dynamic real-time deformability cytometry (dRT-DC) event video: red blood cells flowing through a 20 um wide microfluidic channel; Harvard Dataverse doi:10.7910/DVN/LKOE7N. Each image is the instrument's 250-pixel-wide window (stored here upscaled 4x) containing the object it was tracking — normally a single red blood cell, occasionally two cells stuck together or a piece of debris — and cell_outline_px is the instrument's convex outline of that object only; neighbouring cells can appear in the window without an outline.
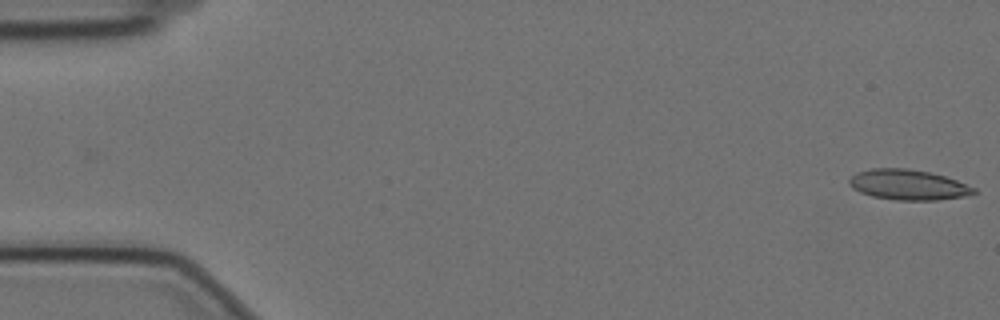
{"species": "Egyptian fruit bat (a non-hibernating species)", "species_latin": "Rousettus aegyptiacus", "temperature_condition": "cold", "stored_images_in_passage": 21, "camera_frame_rate_fps": 3000, "um_per_image_px": 0.085, "animal": {"sex": "female"}, "frame": {"image": 1, "passage_image": 1, "time_ms": 0.0, "image_size_px": [1000, 320], "cell_outline_px": [[976, 192], [964, 196], [936, 200], [896, 200], [872, 196], [860, 192], [852, 188], [848, 184], [848, 180], [856, 172], [872, 168], [908, 168], [928, 172], [944, 176], [956, 180], [976, 188]], "centroid_in_image_um": [77.15, 15.7], "position_along_channel_um": 7.8, "area_um2": 21.96}}
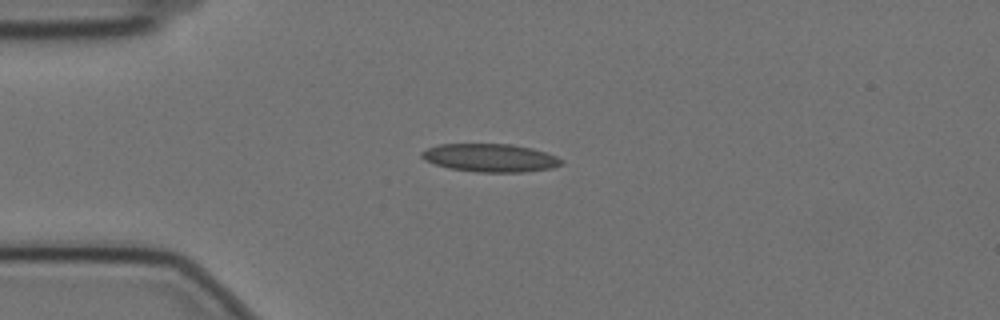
{"frame": {"image": 2, "passage_image": 14, "time_ms": 4.333, "image_size_px": [1000, 320], "cell_outline_px": [[564, 164], [552, 168], [524, 172], [476, 172], [448, 168], [424, 160], [420, 156], [420, 152], [428, 148], [440, 144], [512, 144], [532, 148], [556, 156], [564, 160]], "centroid_in_image_um": [41.68, 13.42], "position_along_channel_um": 43.3, "area_um2": 23.0}}
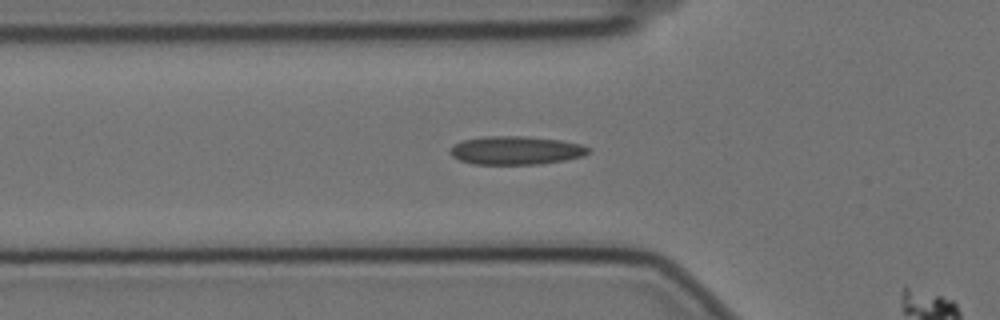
{"frame": {"image": 3, "passage_image": 19, "time_ms": 6.0, "image_size_px": [1000, 320], "cell_outline_px": [[592, 152], [584, 156], [564, 160], [540, 164], [472, 164], [460, 160], [452, 156], [448, 152], [456, 144], [464, 140], [484, 136], [528, 136], [560, 140], [580, 144], [592, 148]], "centroid_in_image_um": [43.9, 12.78], "position_along_channel_um": 81.9, "area_um2": 23.0}}